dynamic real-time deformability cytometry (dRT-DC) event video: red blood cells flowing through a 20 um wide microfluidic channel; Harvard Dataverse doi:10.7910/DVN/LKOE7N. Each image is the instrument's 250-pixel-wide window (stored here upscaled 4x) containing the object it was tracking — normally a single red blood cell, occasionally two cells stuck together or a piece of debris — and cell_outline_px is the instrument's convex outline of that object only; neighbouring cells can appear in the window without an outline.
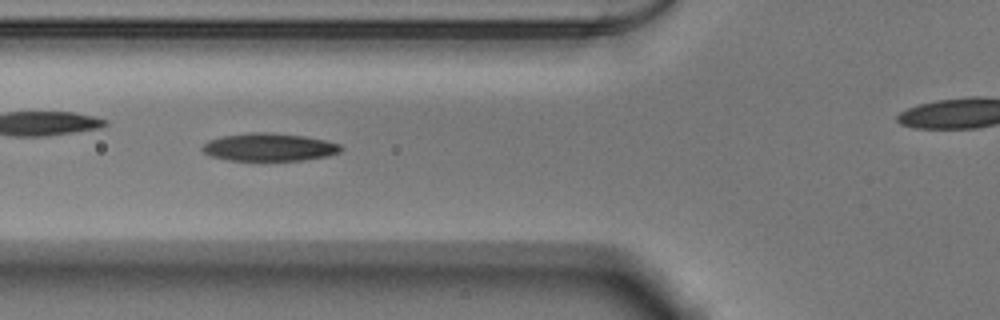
{"species": "Egyptian fruit bat (a non-hibernating species)", "species_latin": "Rousettus aegyptiacus", "temperature_condition": "warm", "stored_images_in_passage": 32, "camera_frame_rate_fps": 3000, "um_per_image_px": 0.085, "animal": {"sex": "male"}, "frame": {"image": 1, "passage_image": 5, "time_ms": 1.333, "image_size_px": [1000, 320], "cell_outline_px": [[344, 148], [340, 152], [328, 156], [300, 160], [228, 160], [212, 156], [204, 152], [200, 148], [208, 140], [220, 136], [252, 132], [268, 132], [304, 136], [324, 140], [340, 144]], "centroid_in_image_um": [22.87, 12.5], "position_along_channel_um": 102.9, "area_um2": 22.43}, "authors_computed_cell_mechanics": {"area_um2": 22.1952, "velocity_mm_per_s": 3.8972, "shape_relaxation_time_tau1_ms": 3.5899, "shape_relaxation_time_tau2_ms": 2.6517, "deformation_change_tau1": 0.1812, "deformation_change_tau2": 0.1115}}